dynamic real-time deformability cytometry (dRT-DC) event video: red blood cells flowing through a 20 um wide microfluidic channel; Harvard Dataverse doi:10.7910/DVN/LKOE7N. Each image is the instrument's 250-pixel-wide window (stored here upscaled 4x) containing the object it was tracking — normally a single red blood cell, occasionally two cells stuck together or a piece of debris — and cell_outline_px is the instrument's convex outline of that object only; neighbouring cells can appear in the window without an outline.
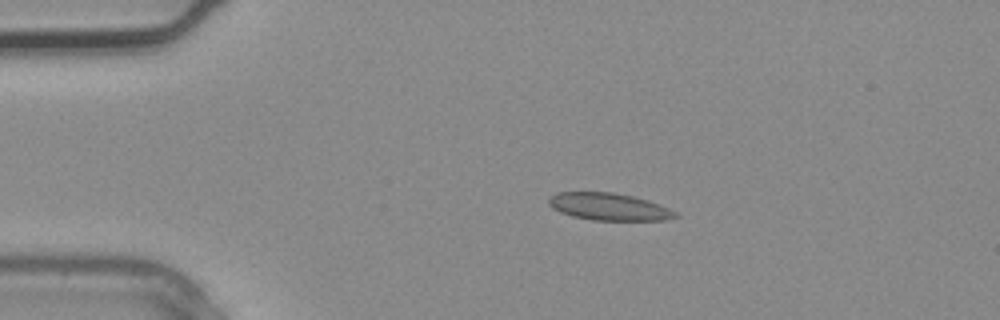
{"species": "common noctule bat (a hibernating species)", "species_latin": "Nyctalus noctula", "temperature_condition": "warm", "stored_images_in_passage": 3, "camera_frame_rate_fps": 3000, "um_per_image_px": 0.085, "animal": {"sex": "male", "body_mass_g": 20.4}, "frame": {"image": 1, "passage_image": 2, "time_ms": 0.333, "image_size_px": [1000, 320], "cell_outline_px": [[680, 216], [664, 220], [592, 220], [572, 216], [560, 212], [552, 208], [548, 204], [548, 196], [556, 192], [612, 192], [632, 196], [648, 200], [660, 204], [676, 212]], "centroid_in_image_um": [51.73, 17.56], "position_along_channel_um": 33.3, "area_um2": 20.23}}